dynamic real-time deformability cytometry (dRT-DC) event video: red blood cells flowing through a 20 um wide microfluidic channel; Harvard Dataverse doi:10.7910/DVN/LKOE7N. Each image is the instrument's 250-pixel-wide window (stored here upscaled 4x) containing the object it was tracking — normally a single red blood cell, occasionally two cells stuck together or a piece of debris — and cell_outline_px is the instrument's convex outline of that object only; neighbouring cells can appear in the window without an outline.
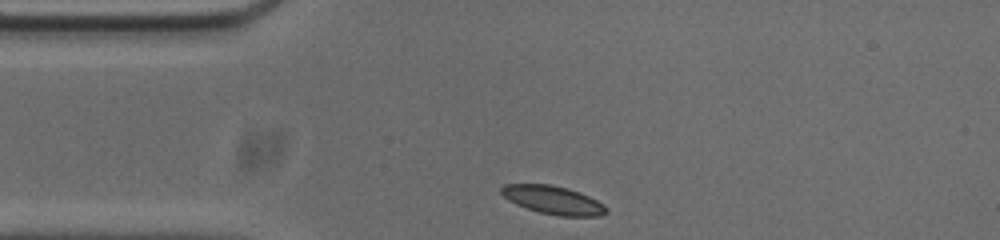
{"species": "common noctule bat (a hibernating species)", "species_latin": "Nyctalus noctula", "temperature_condition": "cold", "stored_images_in_passage": 32, "camera_frame_rate_fps": 3000, "um_per_image_px": 0.085, "animal": {"sex": "male", "body_mass_g": 20.0, "forearm_length_mm": 53.3}, "frame": {"image": 1, "passage_image": 1, "time_ms": 0.0, "image_size_px": [1000, 240], "cell_outline_px": [[608, 212], [600, 216], [556, 216], [540, 212], [516, 204], [508, 200], [500, 192], [500, 188], [504, 184], [552, 184], [568, 188], [580, 192], [604, 204], [608, 208]], "centroid_in_image_um": [47.03, 17.0], "position_along_channel_um": 38.0, "area_um2": 17.4}}
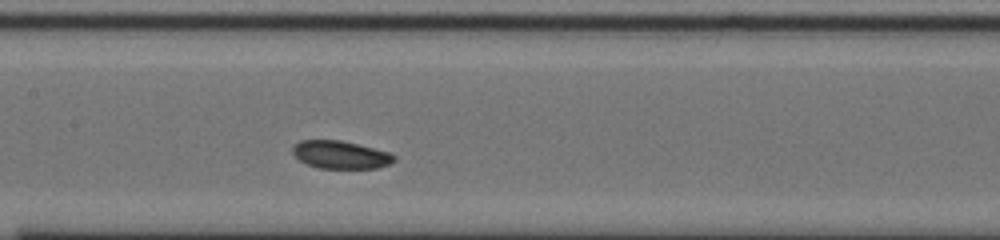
{"frame": {"image": 2, "passage_image": 14, "time_ms": 4.333, "image_size_px": [1000, 240], "cell_outline_px": [[396, 160], [392, 164], [376, 168], [320, 168], [308, 164], [300, 160], [292, 152], [292, 144], [300, 140], [340, 140], [388, 152], [396, 156]], "centroid_in_image_um": [28.95, 13.15], "position_along_channel_um": 178.5, "area_um2": 16.42}}
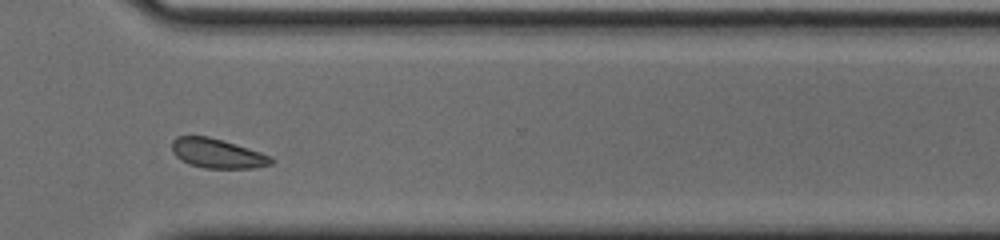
{"frame": {"image": 3, "passage_image": 28, "time_ms": 9.0, "image_size_px": [1000, 240], "cell_outline_px": [[276, 160], [272, 164], [252, 168], [204, 168], [188, 164], [180, 160], [172, 152], [172, 140], [176, 136], [208, 136], [248, 148], [272, 156]], "centroid_in_image_um": [18.46, 13.05], "position_along_channel_um": 352.1, "area_um2": 17.11}, "authors_computed_cell_mechanics": {"area_um2": 17.1377, "velocity_mm_per_s": 3.7178, "shape_relaxation_time_tau1_ms": null, "shape_relaxation_time_tau2_ms": 7.295, "deformation_change_tau1": null, "deformation_change_tau2": 0.1004}}